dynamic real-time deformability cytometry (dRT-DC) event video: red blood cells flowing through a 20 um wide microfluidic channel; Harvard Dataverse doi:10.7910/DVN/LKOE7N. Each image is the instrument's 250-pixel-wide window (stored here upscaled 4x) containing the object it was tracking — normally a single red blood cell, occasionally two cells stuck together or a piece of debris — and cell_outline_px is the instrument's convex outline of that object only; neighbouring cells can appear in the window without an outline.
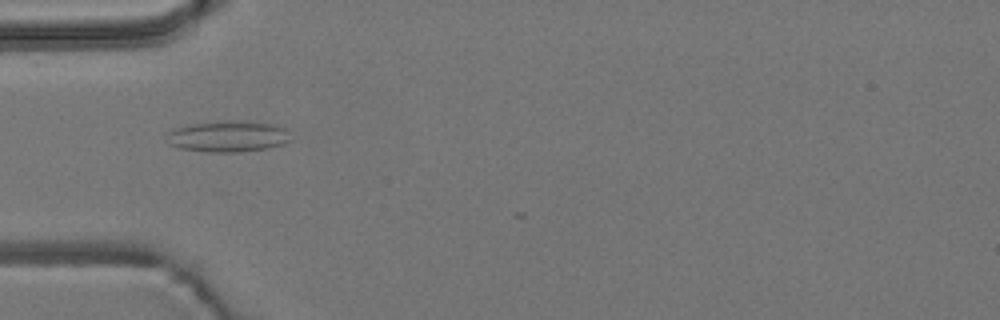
{"species": "common noctule bat (a hibernating species)", "species_latin": "Nyctalus noctula", "temperature_condition": "room temperature", "stored_images_in_passage": 1, "camera_frame_rate_fps": 3000, "um_per_image_px": 0.085, "animal": {"sex": "male", "body_mass_g": 19.2, "forearm_length_mm": 51.8}, "frame": {"image": 1, "passage_image": 1, "time_ms": 0.0, "image_size_px": [1000, 320], "cell_outline_px": [[292, 140], [284, 144], [264, 148], [240, 152], [208, 152], [180, 148], [168, 144], [168, 132], [172, 128], [192, 124], [220, 120], [248, 120], [276, 124], [284, 128]], "centroid_in_image_um": [19.39, 11.57], "position_along_channel_um": 65.6, "area_um2": 22.83}}